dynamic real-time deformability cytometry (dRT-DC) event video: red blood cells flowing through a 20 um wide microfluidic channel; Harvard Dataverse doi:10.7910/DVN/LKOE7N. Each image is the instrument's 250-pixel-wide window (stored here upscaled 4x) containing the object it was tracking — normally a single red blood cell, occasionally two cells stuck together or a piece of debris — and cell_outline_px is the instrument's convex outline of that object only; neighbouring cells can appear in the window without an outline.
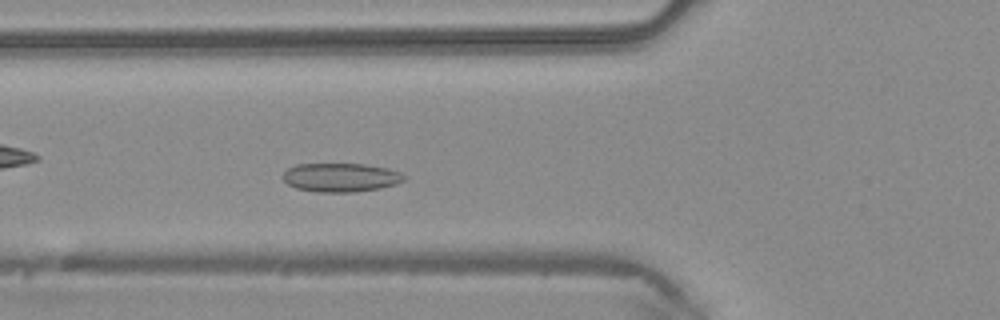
{"species": "common noctule bat (a hibernating species)", "species_latin": "Nyctalus noctula", "temperature_condition": "warm", "stored_images_in_passage": 39, "camera_frame_rate_fps": 3000, "um_per_image_px": 0.085, "animal": {"sex": "male", "body_mass_g": 20.4}, "frame": {"image": 1, "passage_image": 9, "time_ms": 2.667, "image_size_px": [1000, 320], "cell_outline_px": [[408, 176], [404, 180], [396, 184], [380, 188], [352, 192], [316, 192], [296, 188], [288, 184], [284, 180], [284, 172], [288, 168], [296, 164], [364, 164], [388, 168], [400, 172]], "centroid_in_image_um": [28.99, 15.08], "position_along_channel_um": 96.8, "area_um2": 20.35}}
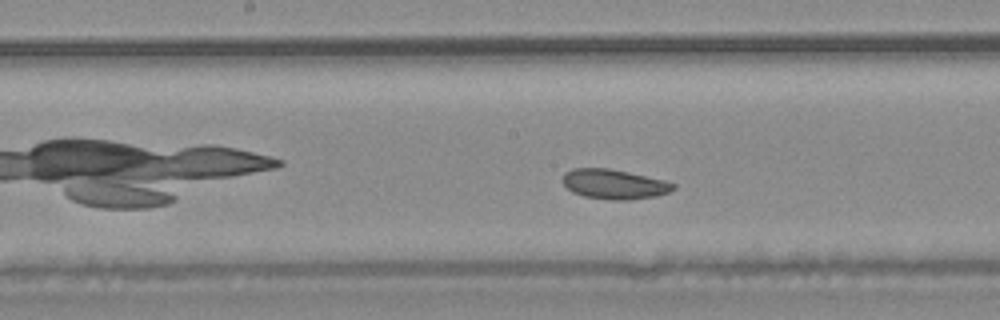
{"frame": {"image": 2, "passage_image": 16, "time_ms": 5.0, "image_size_px": [1000, 320], "cell_outline_px": [[676, 188], [668, 192], [656, 196], [628, 200], [612, 200], [584, 196], [572, 192], [564, 184], [564, 172], [572, 168], [608, 168], [628, 172], [664, 180], [676, 184]], "centroid_in_image_um": [52.21, 15.65], "position_along_channel_um": 196.0, "area_um2": 19.07}}
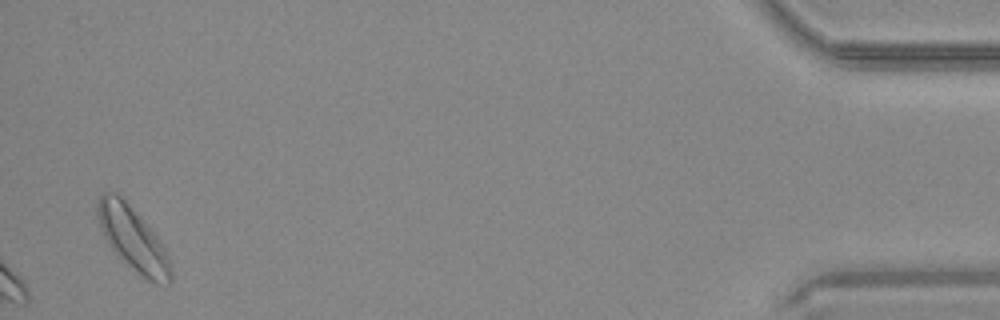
{"frame": {"image": 3, "passage_image": 38, "time_ms": 12.333, "image_size_px": [1000, 320], "cell_outline_px": [[172, 280], [168, 284], [156, 284], [148, 280], [120, 260], [116, 256], [108, 244], [100, 228], [96, 216], [96, 204], [100, 196], [104, 192], [120, 192], [160, 240], [168, 256], [172, 268]], "centroid_in_image_um": [11.27, 20.28], "position_along_channel_um": 423.9, "area_um2": 27.74}}